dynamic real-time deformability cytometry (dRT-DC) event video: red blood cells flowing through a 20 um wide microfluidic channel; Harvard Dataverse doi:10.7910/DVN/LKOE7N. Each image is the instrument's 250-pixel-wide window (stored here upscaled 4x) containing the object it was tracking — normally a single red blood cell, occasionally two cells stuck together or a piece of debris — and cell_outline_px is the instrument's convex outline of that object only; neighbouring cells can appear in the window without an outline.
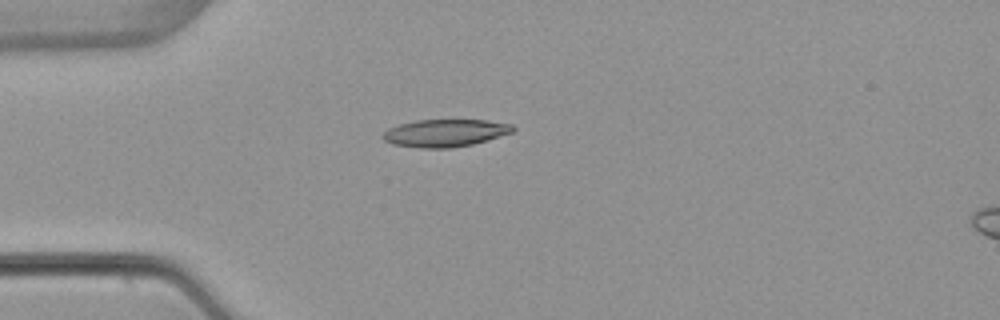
{"species": "common noctule bat (a hibernating species)", "species_latin": "Nyctalus noctula", "temperature_condition": "warm", "stored_images_in_passage": 4, "camera_frame_rate_fps": 3000, "um_per_image_px": 0.085, "animal": {"sex": "female", "body_mass_g": 22.7, "forearm_length_mm": 54.2}, "frame": {"image": 1, "passage_image": 3, "time_ms": 3.333, "image_size_px": [1000, 320], "cell_outline_px": [[516, 128], [512, 132], [488, 140], [472, 144], [452, 148], [420, 148], [392, 144], [384, 140], [380, 136], [388, 128], [400, 124], [416, 120], [488, 120], [512, 124]], "centroid_in_image_um": [37.83, 11.3], "position_along_channel_um": 47.2, "area_um2": 20.92}}